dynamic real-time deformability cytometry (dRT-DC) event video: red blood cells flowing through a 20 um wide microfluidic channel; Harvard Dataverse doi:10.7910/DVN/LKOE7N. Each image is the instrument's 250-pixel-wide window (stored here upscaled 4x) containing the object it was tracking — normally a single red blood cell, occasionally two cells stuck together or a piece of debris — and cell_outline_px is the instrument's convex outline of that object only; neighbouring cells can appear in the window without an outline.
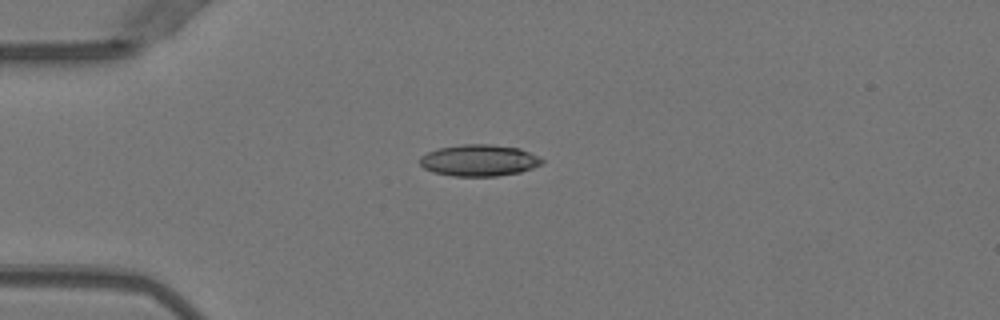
{"species": "Egyptian fruit bat (a non-hibernating species)", "species_latin": "Rousettus aegyptiacus", "temperature_condition": "warm", "stored_images_in_passage": 4, "camera_frame_rate_fps": 3000, "um_per_image_px": 0.085, "animal": {"sex": "female"}, "frame": {"image": 1, "passage_image": 4, "time_ms": 1.0, "image_size_px": [1000, 320], "cell_outline_px": [[544, 160], [540, 164], [532, 168], [520, 172], [496, 176], [452, 176], [432, 172], [424, 168], [420, 164], [420, 156], [428, 152], [440, 148], [464, 144], [492, 144], [520, 148]], "centroid_in_image_um": [40.69, 13.63], "position_along_channel_um": 44.3, "area_um2": 22.31}}